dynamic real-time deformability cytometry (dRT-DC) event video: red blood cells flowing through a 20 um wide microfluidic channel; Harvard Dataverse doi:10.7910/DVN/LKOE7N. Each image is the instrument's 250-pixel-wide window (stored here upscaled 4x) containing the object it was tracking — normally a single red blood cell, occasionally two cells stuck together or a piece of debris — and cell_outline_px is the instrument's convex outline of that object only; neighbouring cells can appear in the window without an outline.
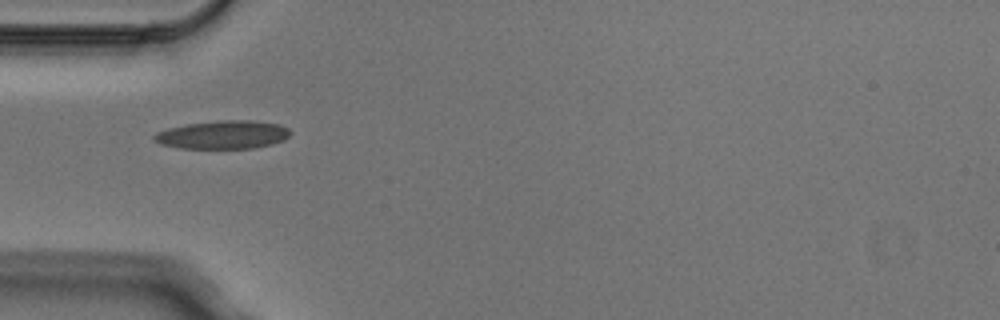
{"species": "Egyptian fruit bat (a non-hibernating species)", "species_latin": "Rousettus aegyptiacus", "temperature_condition": "cold", "stored_images_in_passage": 3, "camera_frame_rate_fps": 3000, "um_per_image_px": 0.085, "animal": {"sex": "male"}, "frame": {"image": 1, "passage_image": 1, "time_ms": 0.0, "image_size_px": [1000, 320], "cell_outline_px": [[292, 132], [284, 140], [272, 144], [252, 148], [180, 148], [160, 144], [152, 140], [152, 136], [156, 132], [168, 128], [188, 124], [220, 120], [252, 120], [280, 124], [288, 128]], "centroid_in_image_um": [18.94, 11.45], "position_along_channel_um": 66.1, "area_um2": 22.54}}
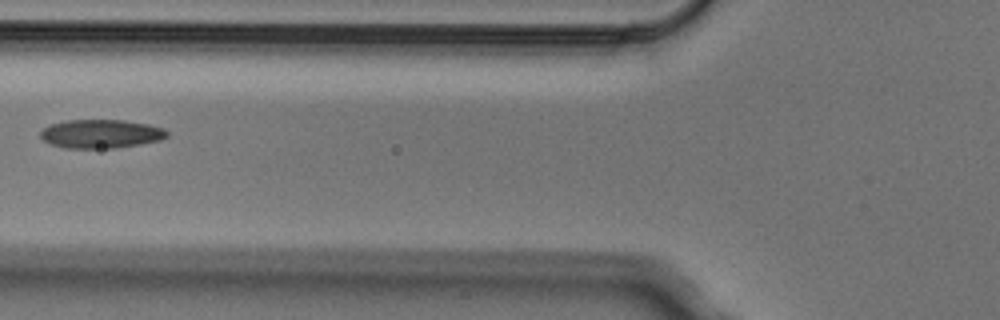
{"frame": {"image": 2, "passage_image": 2, "time_ms": 0.333, "image_size_px": [1000, 320], "cell_outline_px": [[168, 136], [160, 140], [140, 144], [116, 148], [64, 148], [48, 144], [40, 136], [40, 132], [44, 128], [52, 124], [68, 120], [124, 120], [148, 124], [164, 128], [168, 132]], "centroid_in_image_um": [8.58, 11.38], "position_along_channel_um": 117.2, "area_um2": 21.21}}
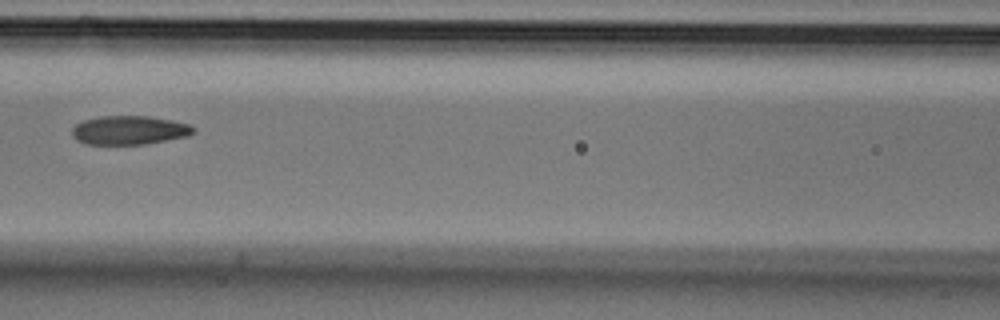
{"frame": {"image": 3, "passage_image": 3, "time_ms": 0.667, "image_size_px": [1000, 320], "cell_outline_px": [[196, 132], [188, 136], [144, 144], [84, 144], [76, 140], [72, 136], [72, 128], [76, 124], [84, 120], [100, 116], [148, 116], [172, 120], [192, 124], [196, 128]], "centroid_in_image_um": [11.02, 11.06], "position_along_channel_um": 155.6, "area_um2": 20.58}}